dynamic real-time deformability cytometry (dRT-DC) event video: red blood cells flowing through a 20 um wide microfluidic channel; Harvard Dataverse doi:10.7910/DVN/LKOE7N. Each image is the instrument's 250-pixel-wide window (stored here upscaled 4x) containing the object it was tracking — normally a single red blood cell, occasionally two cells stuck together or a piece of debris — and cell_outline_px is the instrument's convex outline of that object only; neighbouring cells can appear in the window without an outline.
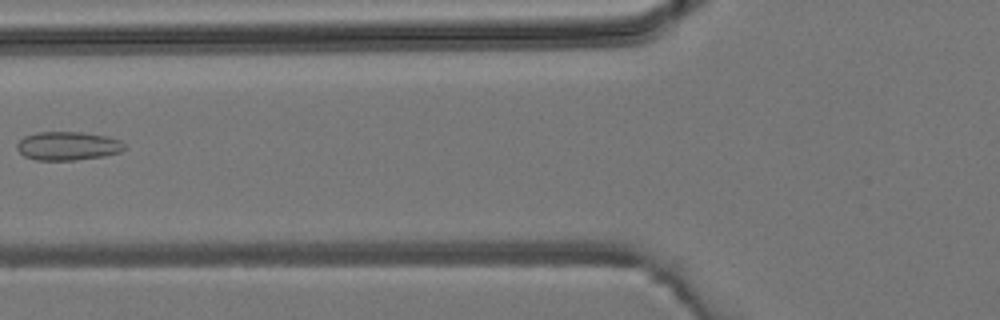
{"species": "common noctule bat (a hibernating species)", "species_latin": "Nyctalus noctula", "temperature_condition": "room temperature", "stored_images_in_passage": 4, "camera_frame_rate_fps": 3000, "um_per_image_px": 0.085, "animal": {"sex": "male", "body_mass_g": 19.2, "forearm_length_mm": 51.8}, "frame": {"image": 1, "passage_image": 4, "time_ms": 7.0, "image_size_px": [1000, 320], "cell_outline_px": [[124, 148], [120, 152], [104, 156], [76, 160], [36, 160], [24, 156], [16, 148], [16, 144], [24, 136], [36, 132], [80, 132], [108, 136], [120, 140], [124, 144]], "centroid_in_image_um": [5.75, 12.4], "position_along_channel_um": 120.1, "area_um2": 17.98}}